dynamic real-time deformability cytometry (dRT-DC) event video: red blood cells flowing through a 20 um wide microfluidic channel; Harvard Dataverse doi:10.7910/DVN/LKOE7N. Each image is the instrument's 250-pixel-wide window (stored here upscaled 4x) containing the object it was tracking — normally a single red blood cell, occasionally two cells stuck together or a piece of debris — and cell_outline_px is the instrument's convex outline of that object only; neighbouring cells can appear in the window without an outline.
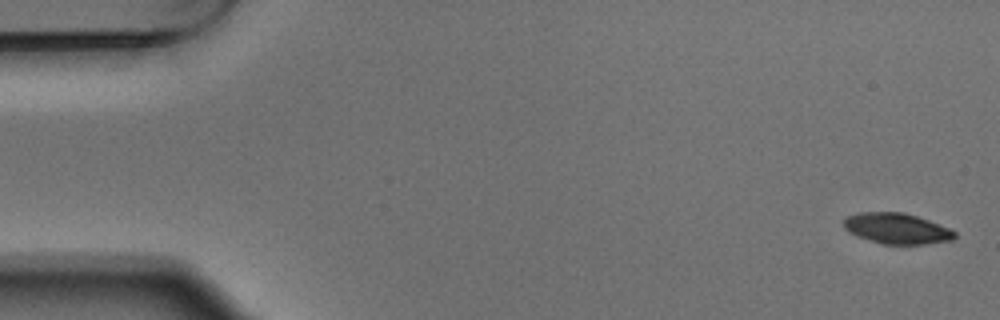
{"species": "Egyptian fruit bat (a non-hibernating species)", "species_latin": "Rousettus aegyptiacus", "temperature_condition": "warm", "stored_images_in_passage": 5, "camera_frame_rate_fps": 3000, "um_per_image_px": 0.085, "animal": {"sex": "male"}, "frame": {"image": 1, "passage_image": 1, "time_ms": 0.0, "image_size_px": [1000, 320], "cell_outline_px": [[956, 236], [952, 240], [924, 244], [880, 244], [856, 236], [848, 232], [844, 228], [844, 220], [848, 216], [856, 212], [904, 212], [928, 220], [948, 228], [956, 232]], "centroid_in_image_um": [76.19, 19.42], "position_along_channel_um": 8.8, "area_um2": 19.88}}
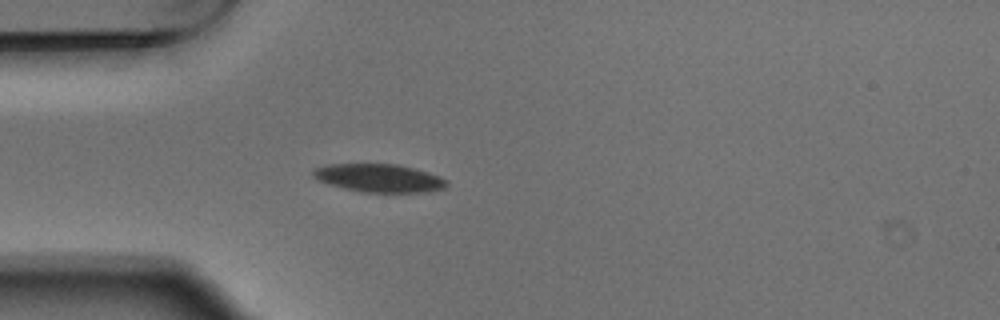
{"frame": {"image": 2, "passage_image": 5, "time_ms": 1.333, "image_size_px": [1000, 320], "cell_outline_px": [[448, 184], [444, 188], [428, 192], [360, 192], [328, 184], [312, 176], [312, 172], [316, 168], [328, 164], [396, 164], [428, 172], [440, 176], [448, 180]], "centroid_in_image_um": [32.25, 15.14], "position_along_channel_um": 52.8, "area_um2": 21.85}}